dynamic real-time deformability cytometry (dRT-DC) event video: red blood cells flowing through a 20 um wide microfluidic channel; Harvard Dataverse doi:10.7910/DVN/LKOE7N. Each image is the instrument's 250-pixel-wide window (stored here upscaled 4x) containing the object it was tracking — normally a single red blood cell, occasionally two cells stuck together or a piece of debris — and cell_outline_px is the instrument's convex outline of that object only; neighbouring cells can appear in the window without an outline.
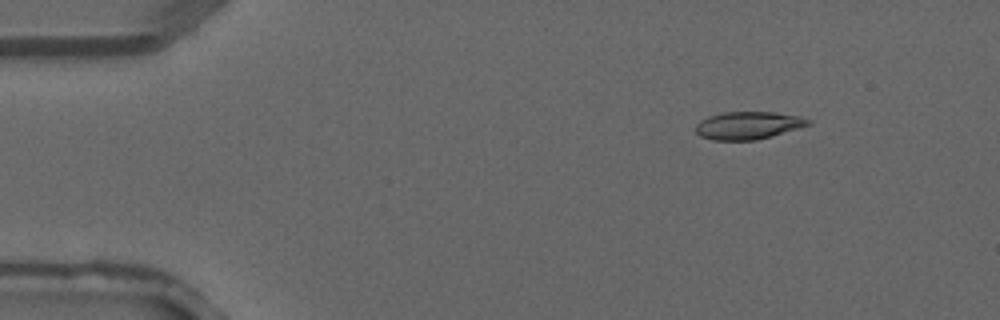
{"species": "common noctule bat (a hibernating species)", "species_latin": "Nyctalus noctula", "temperature_condition": "warm", "stored_images_in_passage": 2, "camera_frame_rate_fps": 3000, "um_per_image_px": 0.085, "animal": {"sex": "male", "forearm_length_mm": 52.5}, "frame": {"image": 1, "passage_image": 2, "time_ms": 0.333, "image_size_px": [1000, 320], "cell_outline_px": [[812, 124], [772, 136], [756, 140], [712, 140], [700, 136], [696, 132], [696, 124], [700, 120], [708, 116], [724, 112], [772, 112], [800, 116], [812, 120]], "centroid_in_image_um": [63.6, 10.66], "position_along_channel_um": 21.4, "area_um2": 18.21}}